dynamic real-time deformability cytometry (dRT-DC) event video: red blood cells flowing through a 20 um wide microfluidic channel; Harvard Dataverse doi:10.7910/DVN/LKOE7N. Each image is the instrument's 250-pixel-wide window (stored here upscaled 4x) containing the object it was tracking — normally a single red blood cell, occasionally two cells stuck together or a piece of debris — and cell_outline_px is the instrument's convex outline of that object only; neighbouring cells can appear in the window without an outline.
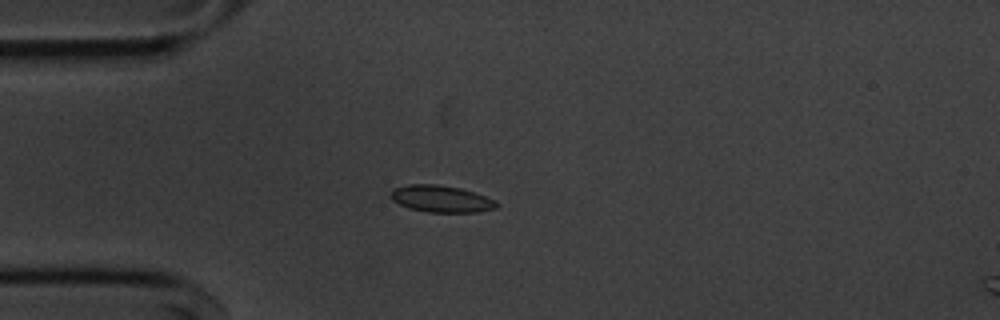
{"species": "common noctule bat (a hibernating species)", "species_latin": "Nyctalus noctula", "temperature_condition": "cold", "stored_images_in_passage": 55, "camera_frame_rate_fps": 3000, "um_per_image_px": 0.085, "animal": {"sex": "male", "body_mass_g": 20.1, "forearm_length_mm": 53.5}, "frame": {"image": 1, "passage_image": 14, "time_ms": 4.333, "image_size_px": [1000, 320], "cell_outline_px": [[500, 204], [496, 208], [480, 212], [428, 212], [408, 208], [392, 200], [388, 196], [392, 188], [408, 184], [436, 184], [460, 188], [496, 200]], "centroid_in_image_um": [37.47, 16.9], "position_along_channel_um": 47.5, "area_um2": 16.7}}
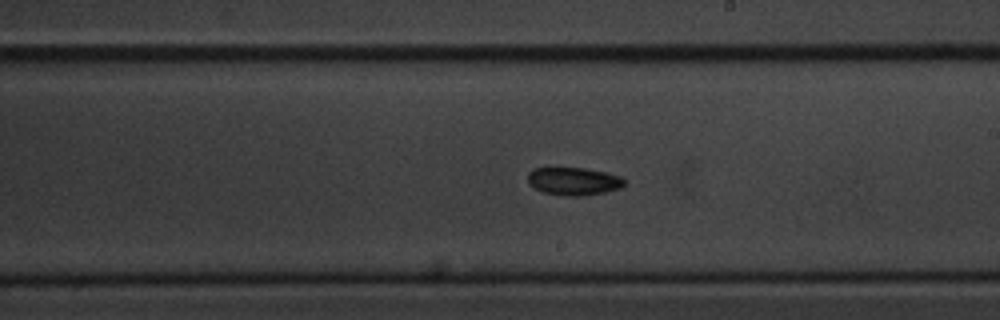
{"frame": {"image": 2, "passage_image": 31, "time_ms": 10.0, "image_size_px": [1000, 320], "cell_outline_px": [[624, 184], [620, 188], [604, 192], [584, 196], [564, 196], [540, 192], [528, 184], [528, 172], [532, 168], [548, 164], [584, 168], [608, 172], [620, 176], [624, 180]], "centroid_in_image_um": [48.65, 15.35], "position_along_channel_um": 240.3, "area_um2": 16.65}}
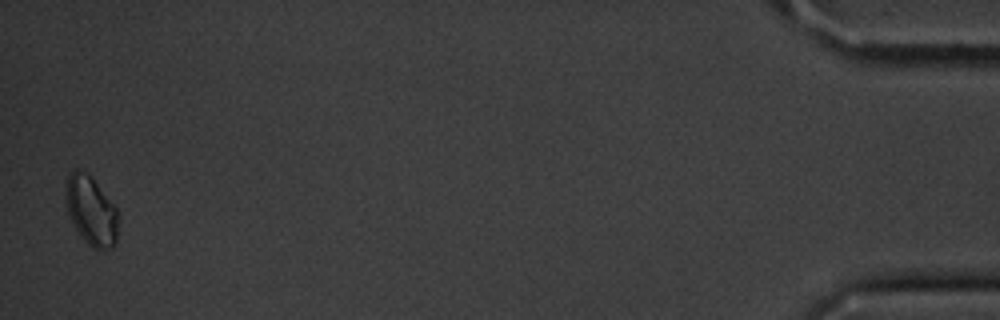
{"frame": {"image": 3, "passage_image": 54, "time_ms": 17.667, "image_size_px": [1000, 320], "cell_outline_px": [[116, 244], [112, 248], [104, 252], [100, 252], [92, 248], [80, 236], [68, 216], [64, 192], [64, 184], [68, 172], [76, 168], [92, 176], [116, 208]], "centroid_in_image_um": [7.69, 17.91], "position_along_channel_um": 427.5, "area_um2": 21.62}}